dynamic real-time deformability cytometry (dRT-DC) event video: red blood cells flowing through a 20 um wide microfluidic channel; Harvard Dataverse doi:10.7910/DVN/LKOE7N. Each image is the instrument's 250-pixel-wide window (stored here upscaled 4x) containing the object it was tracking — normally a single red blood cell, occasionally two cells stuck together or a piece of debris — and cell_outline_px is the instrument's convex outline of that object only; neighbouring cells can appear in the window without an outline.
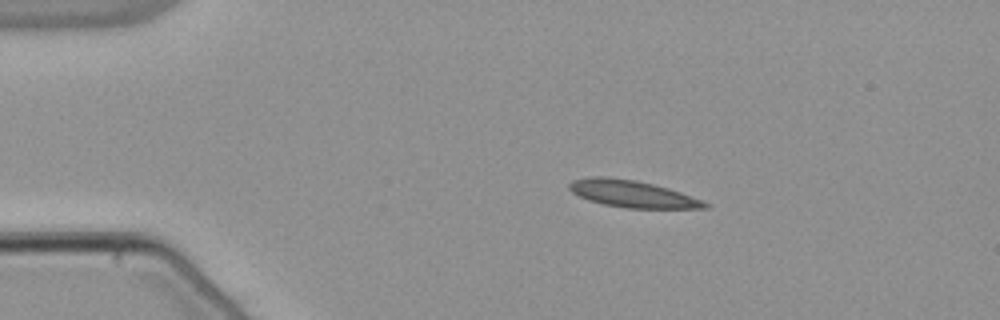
{"species": "common noctule bat (a hibernating species)", "species_latin": "Nyctalus noctula", "temperature_condition": "warm", "stored_images_in_passage": 45, "camera_frame_rate_fps": 3000, "um_per_image_px": 0.085, "animal": {"sex": "male", "body_mass_g": 21.5, "forearm_length_mm": 52.0}, "frame": {"image": 1, "passage_image": 1, "time_ms": 0.0, "image_size_px": [1000, 320], "cell_outline_px": [[712, 204], [708, 208], [624, 208], [604, 204], [588, 200], [572, 192], [568, 188], [568, 184], [572, 180], [592, 176], [604, 176], [636, 180], [668, 188], [680, 192]], "centroid_in_image_um": [53.73, 16.47], "position_along_channel_um": 31.3, "area_um2": 21.27}}
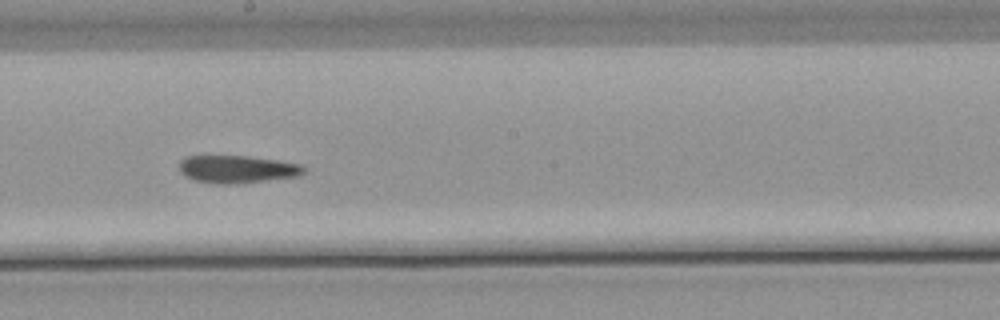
{"frame": {"image": 2, "passage_image": 21, "time_ms": 6.667, "image_size_px": [1000, 320], "cell_outline_px": [[308, 168], [300, 176], [240, 184], [216, 184], [192, 180], [184, 176], [180, 172], [180, 160], [184, 156], [248, 156], [276, 160], [300, 164]], "centroid_in_image_um": [20.16, 14.39], "position_along_channel_um": 228.0, "area_um2": 20.4}}
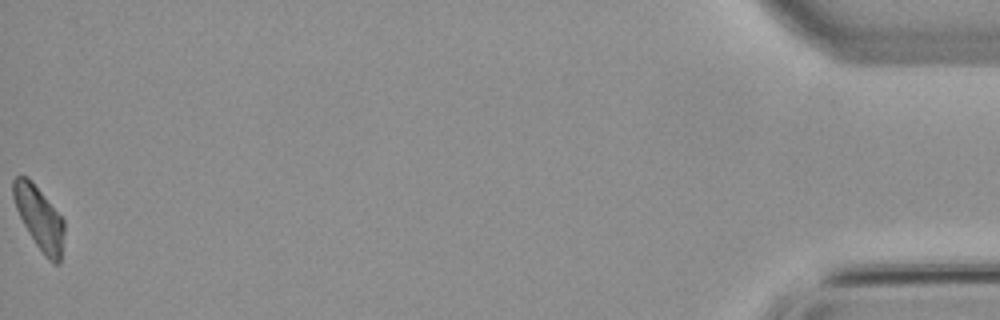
{"frame": {"image": 3, "passage_image": 45, "time_ms": 14.667, "image_size_px": [1000, 320], "cell_outline_px": [[64, 232], [60, 264], [56, 264], [48, 260], [44, 256], [28, 232], [16, 208], [12, 196], [12, 180], [20, 172], [28, 176], [32, 180], [64, 220]], "centroid_in_image_um": [3.32, 18.48], "position_along_channel_um": 431.9, "area_um2": 18.9}}